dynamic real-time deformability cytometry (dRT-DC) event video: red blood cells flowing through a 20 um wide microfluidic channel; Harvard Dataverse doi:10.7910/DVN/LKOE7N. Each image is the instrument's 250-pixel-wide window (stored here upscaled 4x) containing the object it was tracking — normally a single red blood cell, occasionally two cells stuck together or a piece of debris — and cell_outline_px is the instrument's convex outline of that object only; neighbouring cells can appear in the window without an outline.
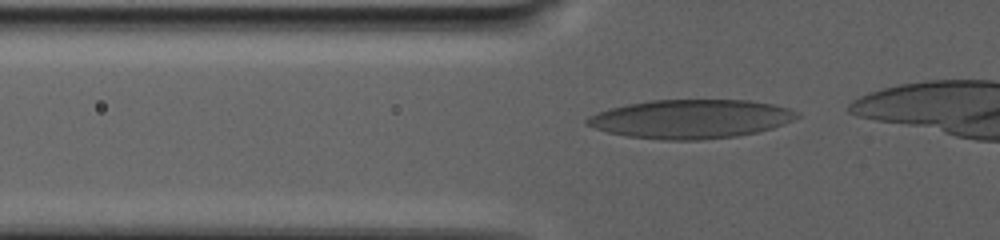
{"species": "human", "species_latin": "Homo sapiens", "temperature_condition": "warm", "stored_images_in_passage": 40, "camera_frame_rate_fps": 3000, "um_per_image_px": 0.085, "donor": {"sex": "male"}, "frame": {"image": 1, "passage_image": 2, "time_ms": 0.333, "image_size_px": [1000, 240], "cell_outline_px": [[800, 116], [792, 120], [772, 128], [756, 132], [736, 136], [700, 140], [664, 140], [628, 136], [608, 132], [584, 124], [584, 120], [588, 116], [596, 112], [628, 104], [652, 100], [748, 100], [772, 104], [788, 108], [800, 112]], "centroid_in_image_um": [58.71, 10.11], "position_along_channel_um": 67.1, "area_um2": 47.4}}
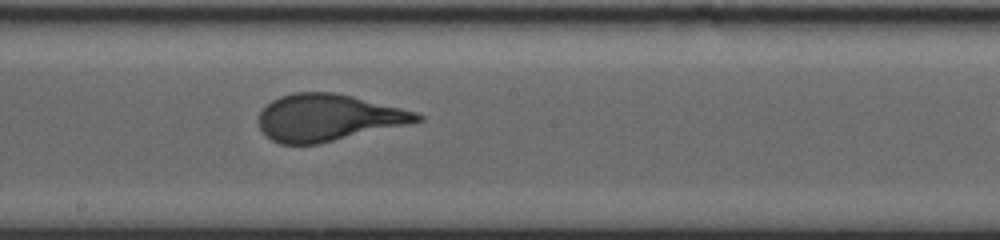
{"frame": {"image": 2, "passage_image": 18, "time_ms": 7.0, "image_size_px": [1000, 240], "cell_outline_px": [[424, 120], [408, 124], [316, 144], [280, 144], [272, 140], [260, 128], [260, 112], [272, 100], [280, 96], [292, 92], [332, 92], [352, 96], [416, 112], [424, 116]], "centroid_in_image_um": [27.88, 9.99], "position_along_channel_um": 220.3, "area_um2": 42.6}}
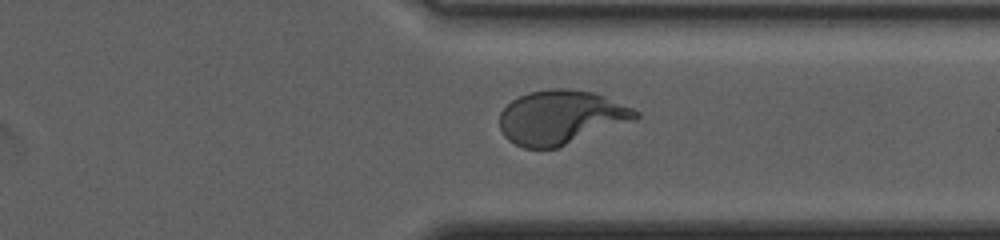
{"frame": {"image": 3, "passage_image": 32, "time_ms": 13.0, "image_size_px": [1000, 240], "cell_outline_px": [[640, 116], [636, 120], [556, 148], [524, 148], [508, 140], [504, 136], [500, 128], [500, 112], [512, 100], [528, 92], [552, 88], [568, 88], [592, 92], [604, 96], [632, 108], [640, 112]], "centroid_in_image_um": [47.68, 9.97], "position_along_channel_um": 363.7, "area_um2": 42.71}}